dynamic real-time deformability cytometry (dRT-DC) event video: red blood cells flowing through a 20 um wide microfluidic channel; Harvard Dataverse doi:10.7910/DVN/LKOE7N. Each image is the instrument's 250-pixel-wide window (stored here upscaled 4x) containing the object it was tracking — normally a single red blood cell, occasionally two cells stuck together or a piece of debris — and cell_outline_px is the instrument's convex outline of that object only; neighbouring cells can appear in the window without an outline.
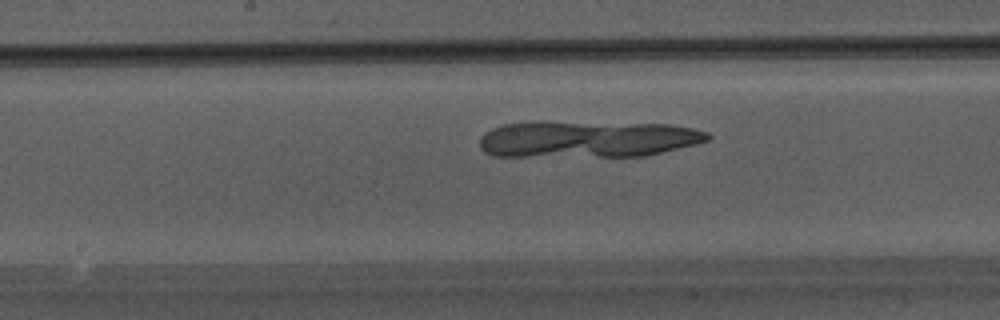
{"species": "Egyptian fruit bat (a non-hibernating species)", "species_latin": "Rousettus aegyptiacus", "temperature_condition": "warm", "stored_images_in_passage": 38, "camera_frame_rate_fps": 3000, "um_per_image_px": 0.085, "animal": {"sex": "male"}, "frame": {"image": 1, "passage_image": 17, "time_ms": 5.333, "image_size_px": [1000, 320], "cell_outline_px": [[712, 136], [708, 140], [696, 144], [644, 156], [492, 156], [484, 152], [480, 148], [480, 136], [484, 132], [492, 128], [504, 124], [532, 120], [544, 120], [672, 124], [692, 128], [708, 132]], "centroid_in_image_um": [49.89, 11.79], "position_along_channel_um": 198.3, "area_um2": 49.88}}
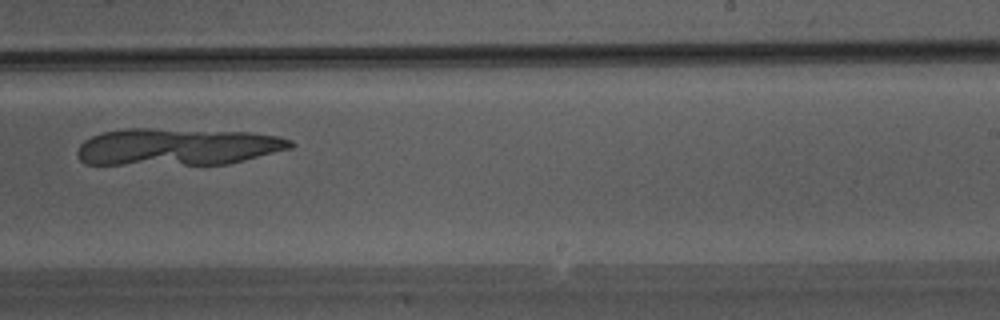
{"frame": {"image": 2, "passage_image": 22, "time_ms": 7.0, "image_size_px": [1000, 320], "cell_outline_px": [[296, 144], [292, 148], [228, 164], [84, 164], [80, 160], [76, 152], [80, 144], [84, 140], [92, 136], [104, 132], [128, 128], [152, 128], [248, 132], [280, 136], [292, 140]], "centroid_in_image_um": [15.1, 12.47], "position_along_channel_um": 273.9, "area_um2": 46.24}}